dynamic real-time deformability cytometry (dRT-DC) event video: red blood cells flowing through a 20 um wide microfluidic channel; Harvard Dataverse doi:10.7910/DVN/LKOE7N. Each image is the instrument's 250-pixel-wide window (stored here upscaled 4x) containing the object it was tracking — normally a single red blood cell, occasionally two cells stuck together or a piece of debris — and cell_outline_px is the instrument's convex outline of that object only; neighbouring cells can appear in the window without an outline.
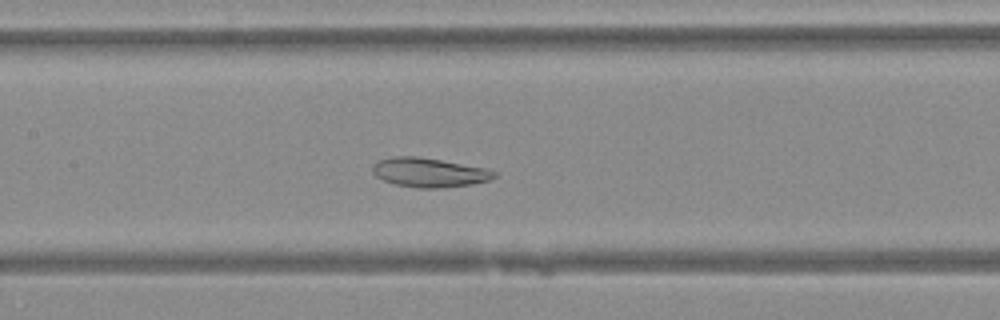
{"species": "Egyptian fruit bat (a non-hibernating species)", "species_latin": "Rousettus aegyptiacus", "temperature_condition": "warm", "stored_images_in_passage": 46, "camera_frame_rate_fps": 3000, "um_per_image_px": 0.085, "animal": {"sex": "female"}, "frame": {"image": 1, "passage_image": 20, "time_ms": 6.333, "image_size_px": [1000, 320], "cell_outline_px": [[500, 176], [488, 180], [468, 184], [440, 188], [416, 188], [396, 184], [384, 180], [376, 176], [372, 172], [372, 164], [380, 160], [392, 156], [416, 156], [440, 160], [484, 168], [496, 172]], "centroid_in_image_um": [36.45, 14.66], "position_along_channel_um": 171.0, "area_um2": 20.52}}
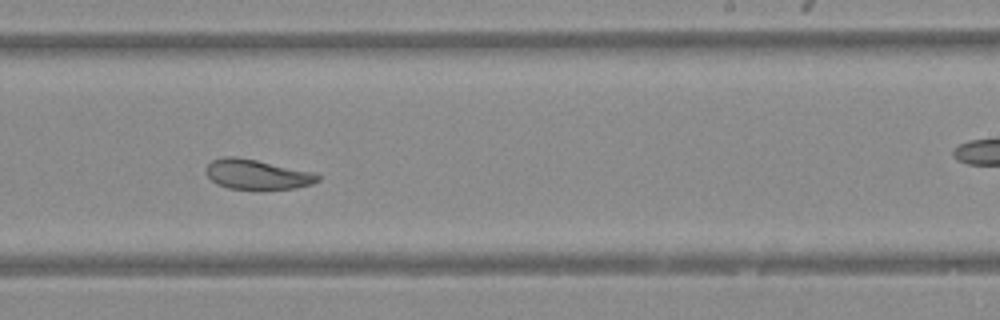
{"frame": {"image": 2, "passage_image": 27, "time_ms": 8.667, "image_size_px": [1000, 320], "cell_outline_px": [[320, 180], [312, 184], [296, 188], [228, 188], [216, 184], [208, 176], [208, 164], [212, 160], [224, 156], [236, 156], [316, 172], [320, 176]], "centroid_in_image_um": [21.89, 14.81], "position_along_channel_um": 267.1, "area_um2": 19.19}}
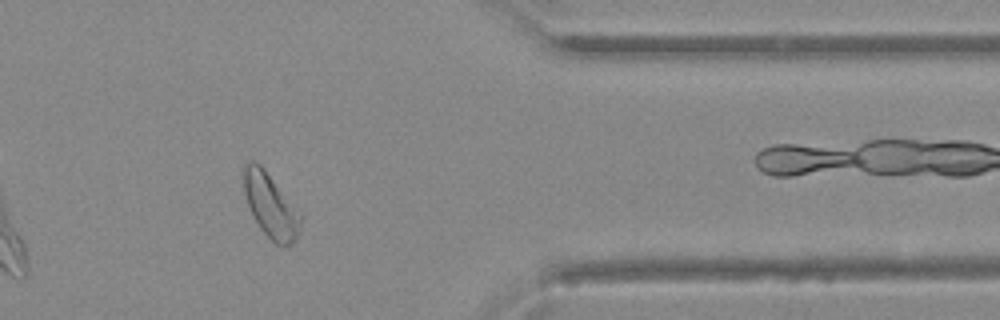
{"frame": {"image": 3, "passage_image": 37, "time_ms": 12.0, "image_size_px": [1000, 320], "cell_outline_px": [[304, 216], [296, 240], [292, 244], [284, 248], [276, 244], [260, 228], [248, 204], [244, 192], [240, 172], [240, 168], [244, 164], [252, 160], [260, 164]], "centroid_in_image_um": [23.0, 17.45], "position_along_channel_um": 388.4, "area_um2": 21.68}}